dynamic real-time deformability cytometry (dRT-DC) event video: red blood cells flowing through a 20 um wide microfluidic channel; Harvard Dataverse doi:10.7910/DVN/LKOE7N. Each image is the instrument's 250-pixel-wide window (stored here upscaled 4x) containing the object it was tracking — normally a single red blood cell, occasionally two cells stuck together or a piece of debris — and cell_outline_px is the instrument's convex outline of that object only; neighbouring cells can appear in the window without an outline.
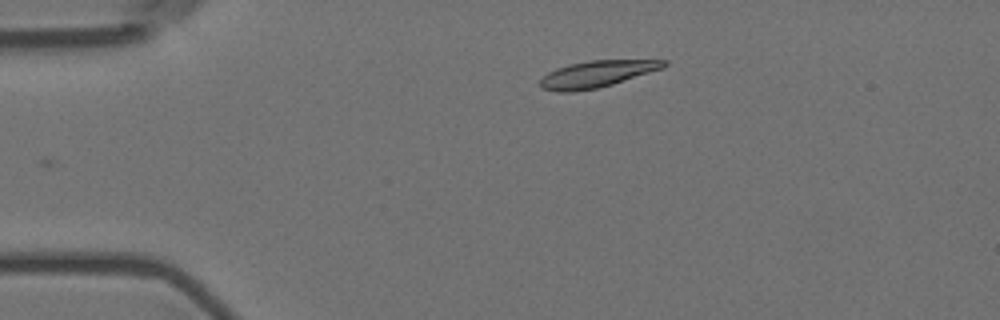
{"species": "Egyptian fruit bat (a non-hibernating species)", "species_latin": "Rousettus aegyptiacus", "temperature_condition": "room temperature", "stored_images_in_passage": 13, "camera_frame_rate_fps": 3000, "um_per_image_px": 0.085, "animal": {"sex": "female"}, "frame": {"image": 1, "passage_image": 1, "time_ms": 0.0, "image_size_px": [1000, 320], "cell_outline_px": [[668, 64], [664, 68], [600, 88], [572, 92], [556, 92], [540, 88], [540, 80], [548, 72], [556, 68], [568, 64], [588, 60], [668, 60]], "centroid_in_image_um": [50.72, 6.3], "position_along_channel_um": 34.3, "area_um2": 19.42}}
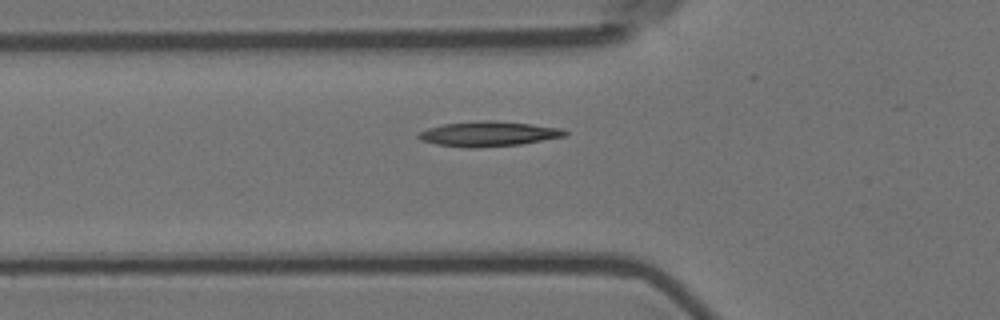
{"frame": {"image": 2, "passage_image": 9, "time_ms": 2.667, "image_size_px": [1000, 320], "cell_outline_px": [[568, 132], [564, 136], [520, 144], [472, 148], [464, 148], [436, 144], [420, 140], [416, 136], [420, 132], [428, 128], [444, 124], [484, 120], [492, 120], [532, 124], [560, 128]], "centroid_in_image_um": [41.48, 11.38], "position_along_channel_um": 84.3, "area_um2": 21.1}}
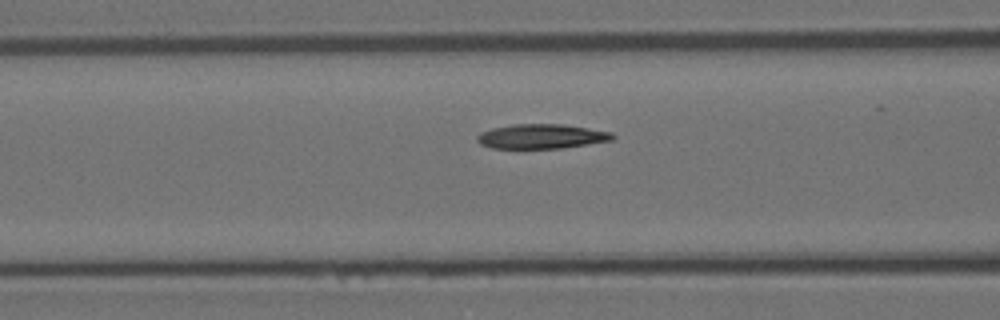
{"frame": {"image": 3, "passage_image": 12, "time_ms": 3.667, "image_size_px": [1000, 320], "cell_outline_px": [[616, 136], [612, 140], [588, 144], [560, 148], [492, 148], [480, 144], [476, 140], [476, 136], [480, 132], [492, 128], [516, 124], [564, 124], [612, 132]], "centroid_in_image_um": [46.02, 11.59], "position_along_channel_um": 120.6, "area_um2": 19.36}}